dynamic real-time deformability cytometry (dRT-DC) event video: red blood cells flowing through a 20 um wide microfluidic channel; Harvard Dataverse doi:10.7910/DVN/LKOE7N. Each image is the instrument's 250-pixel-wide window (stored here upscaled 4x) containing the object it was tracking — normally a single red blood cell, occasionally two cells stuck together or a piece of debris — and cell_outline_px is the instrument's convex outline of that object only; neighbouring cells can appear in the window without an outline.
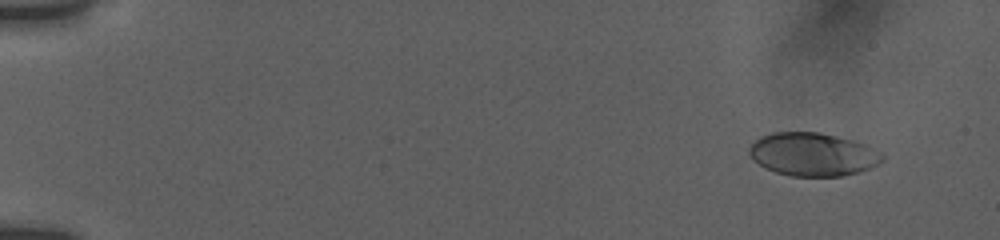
{"species": "human", "species_latin": "Homo sapiens", "temperature_condition": "room temperature", "stored_images_in_passage": 37, "camera_frame_rate_fps": 3000, "um_per_image_px": 0.085, "donor": {"sex": "female"}, "frame": {"image": 1, "passage_image": 8, "time_ms": 1.333, "image_size_px": [1000, 240], "cell_outline_px": [[884, 160], [860, 172], [840, 176], [792, 176], [776, 172], [764, 168], [752, 160], [748, 152], [748, 148], [760, 136], [772, 132], [820, 132], [856, 140], [868, 144], [880, 152], [884, 156]], "centroid_in_image_um": [69.09, 13.11], "position_along_channel_um": 15.9, "area_um2": 33.87}}
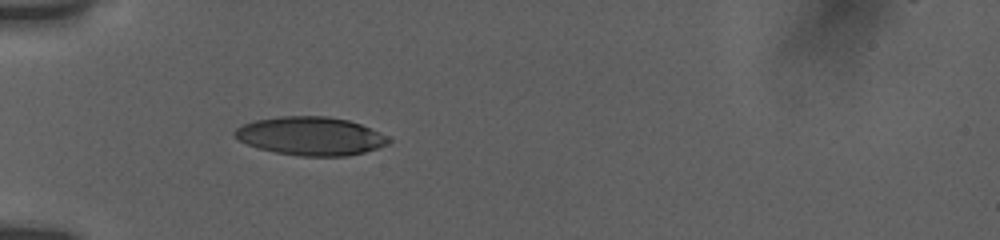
{"frame": {"image": 2, "passage_image": 30, "time_ms": 6.0, "image_size_px": [1000, 240], "cell_outline_px": [[392, 140], [388, 144], [364, 152], [348, 156], [300, 156], [276, 152], [260, 148], [248, 144], [240, 140], [232, 132], [236, 128], [244, 124], [256, 120], [280, 116], [328, 116], [348, 120], [360, 124], [380, 132], [388, 136]], "centroid_in_image_um": [26.43, 11.56], "position_along_channel_um": 58.6, "area_um2": 34.28}}
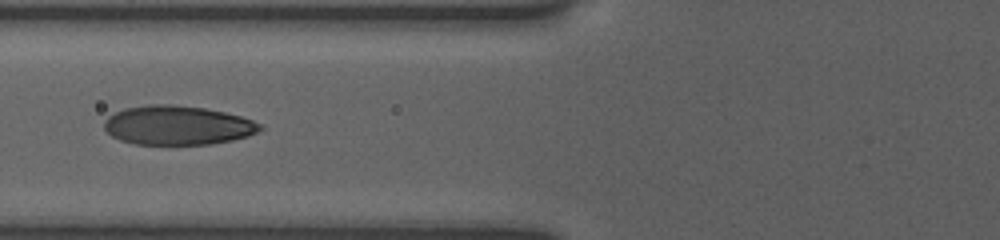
{"frame": {"image": 3, "passage_image": 36, "time_ms": 7.667, "image_size_px": [1000, 240], "cell_outline_px": [[264, 128], [248, 136], [232, 140], [212, 144], [136, 144], [120, 140], [112, 136], [104, 128], [104, 120], [108, 116], [124, 108], [148, 104], [172, 104], [204, 108], [224, 112], [240, 116], [264, 124]], "centroid_in_image_um": [15.1, 10.64], "position_along_channel_um": 110.7, "area_um2": 35.66}}